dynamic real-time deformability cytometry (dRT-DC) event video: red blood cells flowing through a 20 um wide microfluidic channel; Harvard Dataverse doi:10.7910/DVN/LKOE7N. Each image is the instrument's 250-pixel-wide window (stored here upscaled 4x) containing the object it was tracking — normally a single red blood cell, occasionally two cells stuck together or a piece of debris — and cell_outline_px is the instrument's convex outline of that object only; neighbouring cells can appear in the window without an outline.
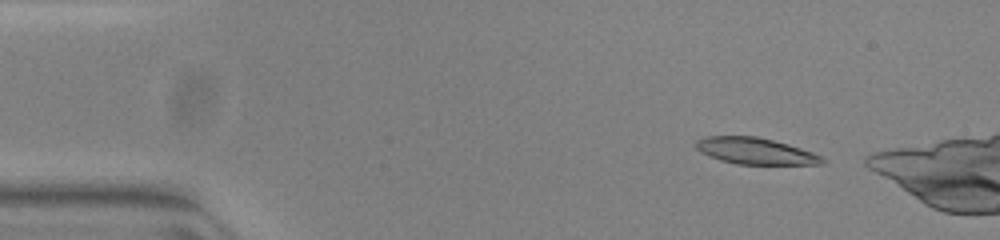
{"species": "common noctule bat (a hibernating species)", "species_latin": "Nyctalus noctula", "temperature_condition": "warm", "stored_images_in_passage": 44, "camera_frame_rate_fps": 3000, "um_per_image_px": 0.085, "animal": {"sex": "female", "body_mass_g": 23.0, "forearm_length_mm": 53.4}, "frame": {"image": 1, "passage_image": 4, "time_ms": 1.0, "image_size_px": [1000, 240], "cell_outline_px": [[828, 160], [824, 164], [736, 164], [720, 160], [708, 156], [700, 152], [696, 148], [696, 140], [704, 136], [756, 136], [788, 144], [812, 152]], "centroid_in_image_um": [64.18, 12.84], "position_along_channel_um": 20.8, "area_um2": 19.48}}
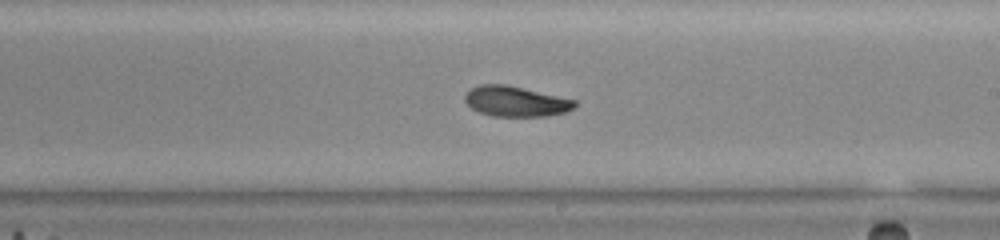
{"frame": {"image": 2, "passage_image": 28, "time_ms": 9.0, "image_size_px": [1000, 240], "cell_outline_px": [[576, 104], [572, 108], [564, 112], [544, 116], [492, 116], [480, 112], [472, 108], [464, 100], [464, 96], [472, 88], [480, 84], [504, 84], [576, 100]], "centroid_in_image_um": [43.8, 8.62], "position_along_channel_um": 245.2, "area_um2": 19.02}}
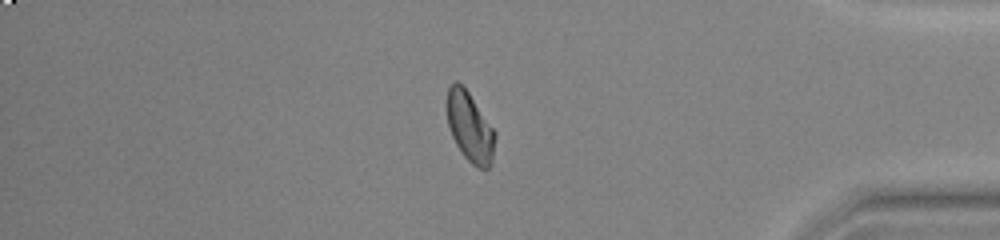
{"frame": {"image": 3, "passage_image": 42, "time_ms": 13.667, "image_size_px": [1000, 240], "cell_outline_px": [[496, 136], [492, 160], [488, 168], [476, 168], [464, 156], [456, 144], [452, 136], [448, 124], [448, 88], [456, 80], [468, 92], [496, 132]], "centroid_in_image_um": [39.96, 10.83], "position_along_channel_um": 395.2, "area_um2": 19.13}}